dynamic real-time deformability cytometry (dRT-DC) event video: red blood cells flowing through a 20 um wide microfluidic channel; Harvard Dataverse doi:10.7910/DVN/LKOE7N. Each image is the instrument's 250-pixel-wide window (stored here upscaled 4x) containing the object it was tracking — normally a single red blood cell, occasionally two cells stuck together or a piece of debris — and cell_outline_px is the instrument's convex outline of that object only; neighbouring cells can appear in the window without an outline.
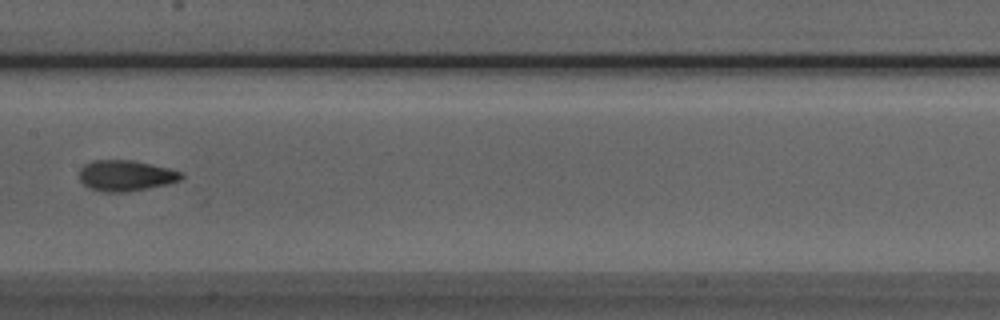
{"species": "Egyptian fruit bat (a non-hibernating species)", "species_latin": "Rousettus aegyptiacus", "temperature_condition": "room temperature", "stored_images_in_passage": 8, "camera_frame_rate_fps": 3000, "um_per_image_px": 0.085, "animal": {"sex": "male"}, "frame": {"image": 1, "passage_image": 8, "time_ms": 8.0, "image_size_px": [1000, 320], "cell_outline_px": [[184, 176], [180, 180], [168, 184], [128, 192], [108, 192], [88, 188], [80, 180], [80, 168], [84, 164], [92, 160], [132, 160], [152, 164], [184, 172]], "centroid_in_image_um": [10.71, 14.92], "position_along_channel_um": 196.7, "area_um2": 18.44}}